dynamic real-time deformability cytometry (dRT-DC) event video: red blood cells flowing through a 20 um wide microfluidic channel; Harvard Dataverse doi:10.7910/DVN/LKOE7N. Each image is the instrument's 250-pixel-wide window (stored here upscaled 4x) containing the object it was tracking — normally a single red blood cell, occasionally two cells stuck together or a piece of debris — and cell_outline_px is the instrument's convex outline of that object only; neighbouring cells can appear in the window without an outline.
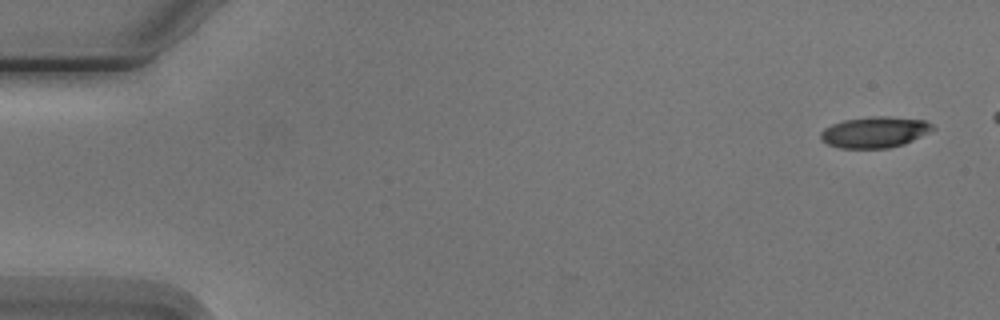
{"species": "Egyptian fruit bat (a non-hibernating species)", "species_latin": "Rousettus aegyptiacus", "temperature_condition": "cold", "stored_images_in_passage": 6, "camera_frame_rate_fps": 3000, "um_per_image_px": 0.085, "animal": {"sex": "male"}, "frame": {"image": 1, "passage_image": 1, "time_ms": 0.0, "image_size_px": [1000, 320], "cell_outline_px": [[936, 128], [904, 144], [888, 148], [840, 148], [828, 144], [820, 140], [820, 132], [824, 128], [832, 124], [844, 120], [872, 116], [884, 116], [924, 120], [932, 124]], "centroid_in_image_um": [74.32, 11.23], "position_along_channel_um": 10.7, "area_um2": 20.17}}